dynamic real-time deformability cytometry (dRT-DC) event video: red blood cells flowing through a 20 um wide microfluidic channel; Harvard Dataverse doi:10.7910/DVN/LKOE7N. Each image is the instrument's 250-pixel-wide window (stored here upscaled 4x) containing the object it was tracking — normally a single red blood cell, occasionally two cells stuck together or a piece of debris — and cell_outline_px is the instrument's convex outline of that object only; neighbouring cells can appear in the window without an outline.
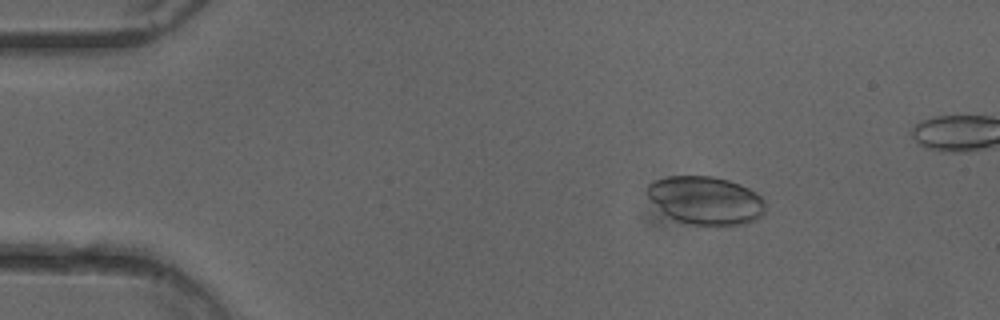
{"species": "common noctule bat (a hibernating species)", "species_latin": "Nyctalus noctula", "temperature_condition": "cold", "stored_images_in_passage": 41, "camera_frame_rate_fps": 3000, "um_per_image_px": 0.085, "animal": {"sex": "female"}, "frame": {"image": 1, "passage_image": 7, "time_ms": 2.0, "image_size_px": [1000, 320], "cell_outline_px": [[764, 212], [756, 220], [744, 224], [724, 228], [692, 224], [680, 220], [664, 212], [644, 192], [644, 188], [652, 180], [668, 176], [712, 176], [728, 180], [740, 184], [756, 192], [764, 200]], "centroid_in_image_um": [60.01, 17.04], "position_along_channel_um": 25.0, "area_um2": 33.47}}
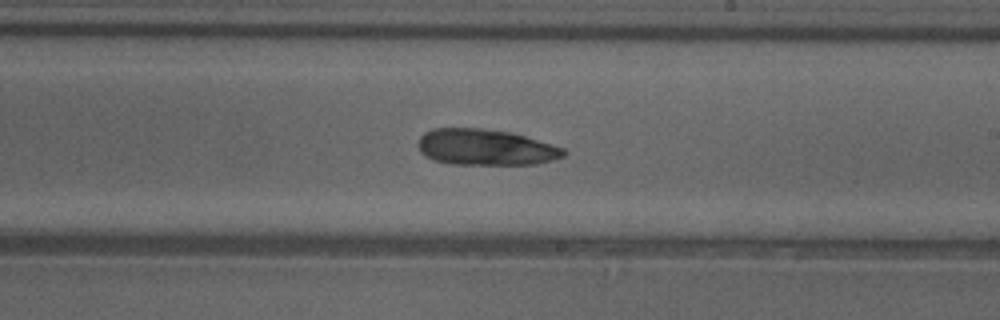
{"frame": {"image": 2, "passage_image": 29, "time_ms": 9.333, "image_size_px": [1000, 320], "cell_outline_px": [[568, 152], [564, 156], [552, 160], [536, 164], [452, 164], [432, 160], [420, 152], [416, 144], [420, 136], [424, 132], [432, 128], [480, 128], [512, 132], [564, 148]], "centroid_in_image_um": [41.24, 12.51], "position_along_channel_um": 247.8, "area_um2": 30.81}}
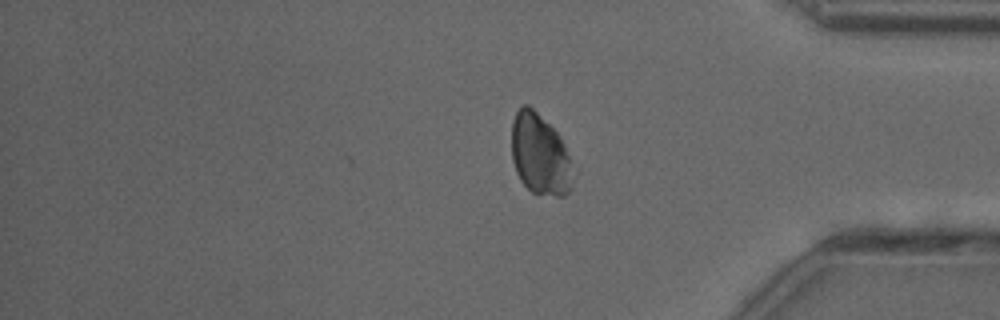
{"frame": {"image": 3, "passage_image": 41, "time_ms": 13.333, "image_size_px": [1000, 320], "cell_outline_px": [[576, 176], [572, 188], [564, 196], [556, 196], [532, 192], [520, 180], [516, 172], [512, 160], [512, 120], [516, 112], [524, 104], [528, 104], [560, 136], [564, 144]], "centroid_in_image_um": [45.92, 13.17], "position_along_channel_um": 389.3, "area_um2": 29.07}}